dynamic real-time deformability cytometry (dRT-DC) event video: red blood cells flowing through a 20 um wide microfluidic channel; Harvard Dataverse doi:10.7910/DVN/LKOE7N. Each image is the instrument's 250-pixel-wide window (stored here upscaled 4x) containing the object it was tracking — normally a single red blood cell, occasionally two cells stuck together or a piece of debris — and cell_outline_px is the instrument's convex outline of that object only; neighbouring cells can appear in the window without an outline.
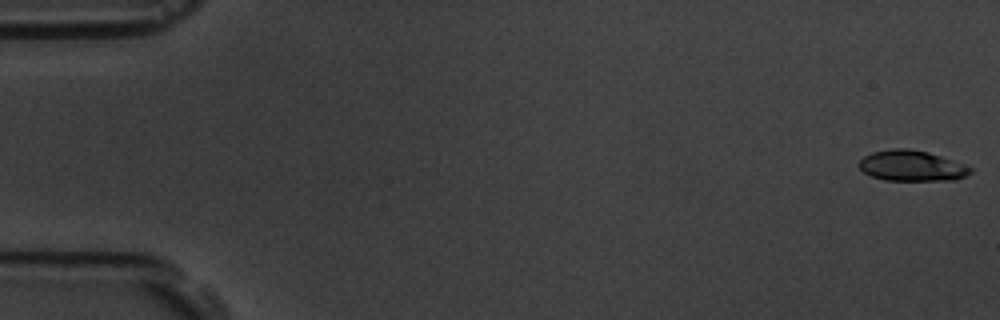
{"species": "common noctule bat (a hibernating species)", "species_latin": "Nyctalus noctula", "temperature_condition": "room temperature", "stored_images_in_passage": 57, "camera_frame_rate_fps": 3000, "um_per_image_px": 0.085, "animal": {"sex": "male", "body_mass_g": 19.5, "forearm_length_mm": 54.6}, "frame": {"image": 1, "passage_image": 1, "time_ms": 0.0, "image_size_px": [1000, 320], "cell_outline_px": [[972, 172], [956, 180], [884, 180], [872, 176], [864, 172], [860, 168], [860, 160], [864, 156], [872, 152], [892, 148], [908, 148], [928, 152], [952, 160], [972, 168]], "centroid_in_image_um": [77.49, 14.09], "position_along_channel_um": 7.5, "area_um2": 19.71}}
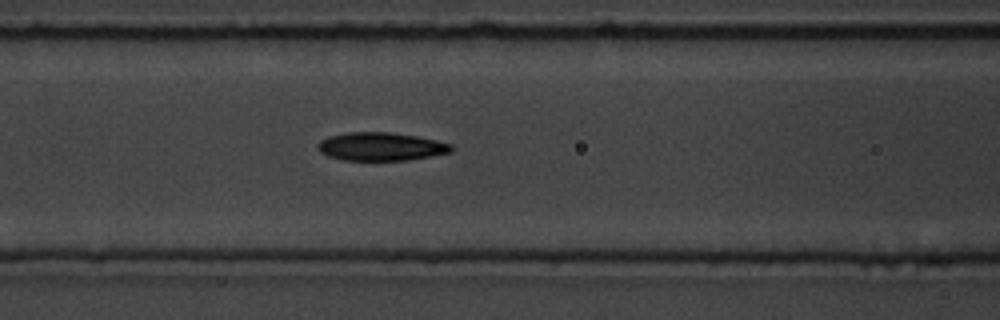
{"frame": {"image": 2, "passage_image": 24, "time_ms": 7.667, "image_size_px": [1000, 320], "cell_outline_px": [[452, 152], [408, 160], [344, 160], [328, 156], [320, 152], [316, 148], [316, 144], [320, 140], [328, 136], [348, 132], [388, 132], [416, 136], [436, 140], [452, 144]], "centroid_in_image_um": [32.34, 12.45], "position_along_channel_um": 134.3, "area_um2": 22.02}}
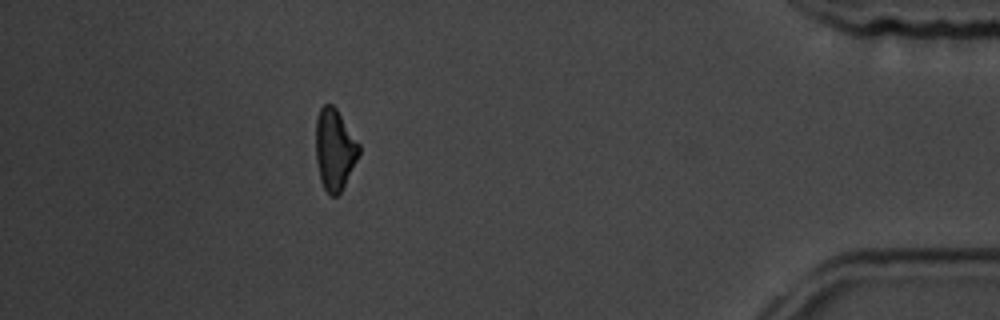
{"frame": {"image": 3, "passage_image": 51, "time_ms": 16.667, "image_size_px": [1000, 320], "cell_outline_px": [[360, 152], [340, 192], [336, 196], [332, 196], [324, 188], [320, 180], [316, 160], [316, 120], [320, 108], [324, 104], [332, 104], [336, 108], [360, 144]], "centroid_in_image_um": [28.43, 12.67], "position_along_channel_um": 406.8, "area_um2": 20.17}, "authors_computed_cell_mechanics": {"area_um2": 21.386, "velocity_mm_per_s": 3.5975, "shape_relaxation_time_tau1_ms": 3.3885, "shape_relaxation_time_tau2_ms": 5.4772, "deformation_change_tau1": 0.1486, "deformation_change_tau2": 0.141}}